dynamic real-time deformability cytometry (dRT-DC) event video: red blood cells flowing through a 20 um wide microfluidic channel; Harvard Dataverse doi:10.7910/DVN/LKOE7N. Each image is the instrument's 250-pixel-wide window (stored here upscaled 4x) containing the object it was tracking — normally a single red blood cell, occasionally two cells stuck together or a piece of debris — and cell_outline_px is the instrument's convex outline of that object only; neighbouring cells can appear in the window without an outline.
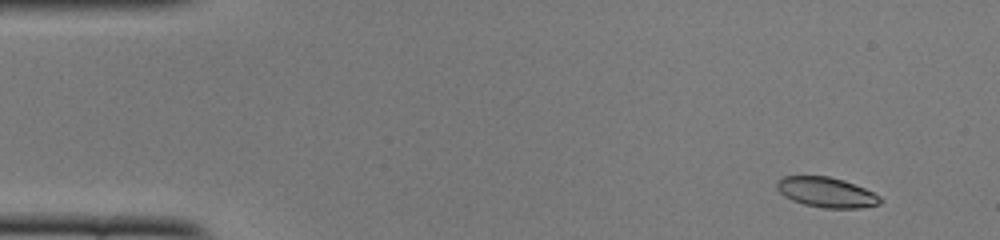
{"species": "common noctule bat (a hibernating species)", "species_latin": "Nyctalus noctula", "temperature_condition": "cold", "stored_images_in_passage": 50, "camera_frame_rate_fps": 3000, "um_per_image_px": 0.085, "animal": {"sex": "female", "body_mass_g": 22.0, "forearm_length_mm": 56.7}, "frame": {"image": 1, "passage_image": 3, "time_ms": 0.667, "image_size_px": [1000, 240], "cell_outline_px": [[884, 200], [880, 204], [860, 208], [824, 208], [804, 204], [792, 200], [784, 196], [776, 188], [776, 184], [784, 176], [828, 176], [844, 180], [864, 188], [880, 196]], "centroid_in_image_um": [70.27, 16.35], "position_along_channel_um": 14.7, "area_um2": 18.09}}
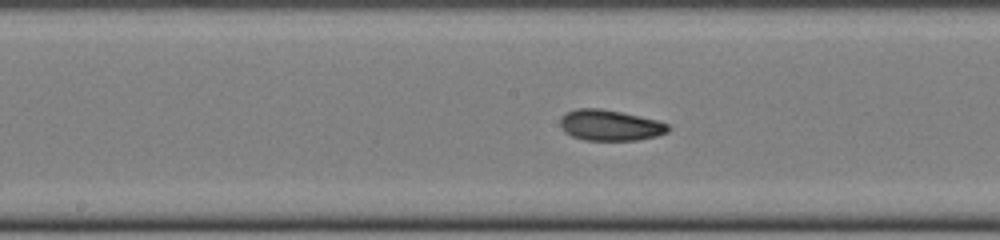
{"frame": {"image": 2, "passage_image": 25, "time_ms": 8.0, "image_size_px": [1000, 240], "cell_outline_px": [[672, 128], [668, 132], [656, 136], [636, 140], [584, 140], [572, 136], [564, 132], [560, 124], [560, 116], [564, 112], [576, 108], [600, 108], [620, 112], [656, 120], [668, 124]], "centroid_in_image_um": [51.82, 10.64], "position_along_channel_um": 196.4, "area_um2": 19.48}}
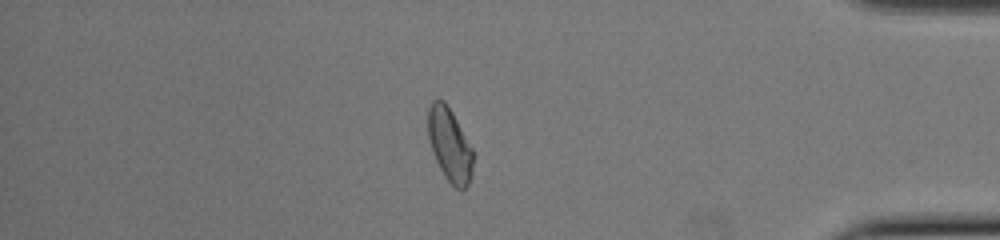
{"frame": {"image": 3, "passage_image": 43, "time_ms": 14.0, "image_size_px": [1000, 240], "cell_outline_px": [[472, 176], [468, 184], [460, 192], [444, 176], [432, 152], [428, 136], [428, 108], [432, 100], [444, 100], [452, 112], [472, 148]], "centroid_in_image_um": [38.21, 12.32], "position_along_channel_um": 397.0, "area_um2": 19.13}, "authors_computed_cell_mechanics": {"area_um2": 19.2185, "velocity_mm_per_s": 3.901, "shape_relaxation_time_tau1_ms": 7.2964, "shape_relaxation_time_tau2_ms": 2.6842, "deformation_change_tau1": 0.1436, "deformation_change_tau2": 0.073}}